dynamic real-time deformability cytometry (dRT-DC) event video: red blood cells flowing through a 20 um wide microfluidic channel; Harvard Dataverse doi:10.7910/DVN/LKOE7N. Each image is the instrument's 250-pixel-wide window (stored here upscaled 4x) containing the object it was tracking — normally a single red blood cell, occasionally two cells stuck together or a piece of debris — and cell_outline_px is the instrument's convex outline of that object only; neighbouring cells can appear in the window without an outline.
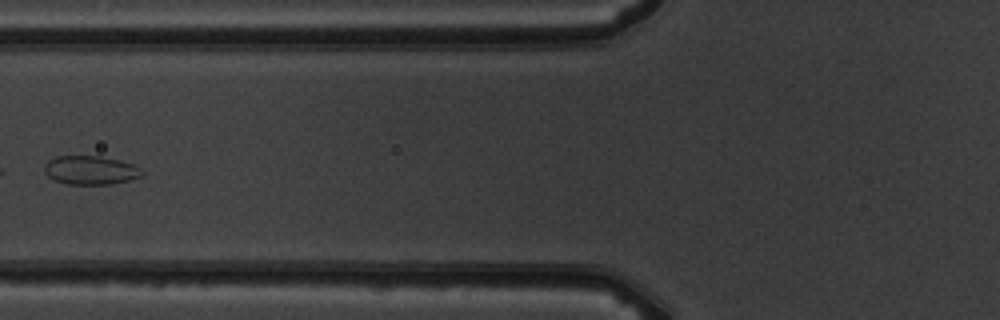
{"species": "common noctule bat (a hibernating species)", "species_latin": "Nyctalus noctula", "temperature_condition": "warm", "stored_images_in_passage": 8, "camera_frame_rate_fps": 3000, "um_per_image_px": 0.085, "animal": {"sex": "male", "body_mass_g": 19.5, "forearm_length_mm": 54.6}, "frame": {"image": 1, "passage_image": 7, "time_ms": 7.667, "image_size_px": [1000, 320], "cell_outline_px": [[144, 176], [128, 180], [108, 184], [68, 184], [56, 180], [48, 176], [44, 172], [44, 164], [48, 160], [56, 156], [100, 156], [120, 160], [132, 164], [140, 168], [144, 172]], "centroid_in_image_um": [7.7, 14.45], "position_along_channel_um": 118.1, "area_um2": 16.36}}
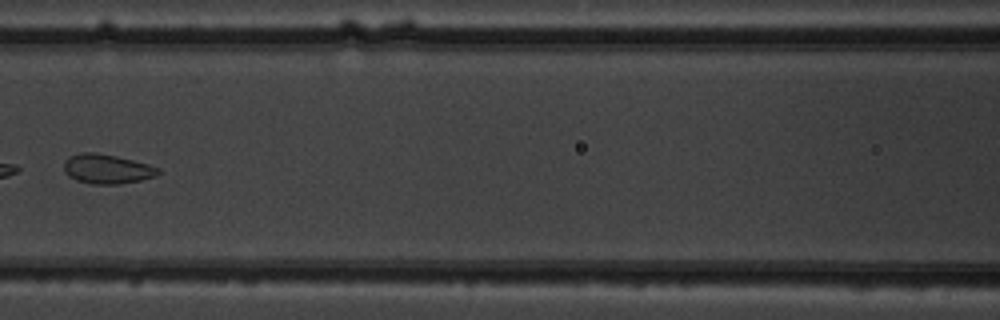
{"frame": {"image": 2, "passage_image": 8, "time_ms": 8.667, "image_size_px": [1000, 320], "cell_outline_px": [[160, 172], [156, 176], [140, 180], [120, 184], [92, 184], [76, 180], [68, 176], [64, 172], [64, 164], [68, 156], [80, 152], [96, 152], [116, 156], [148, 164], [160, 168]], "centroid_in_image_um": [9.07, 14.36], "position_along_channel_um": 157.5, "area_um2": 16.3}}